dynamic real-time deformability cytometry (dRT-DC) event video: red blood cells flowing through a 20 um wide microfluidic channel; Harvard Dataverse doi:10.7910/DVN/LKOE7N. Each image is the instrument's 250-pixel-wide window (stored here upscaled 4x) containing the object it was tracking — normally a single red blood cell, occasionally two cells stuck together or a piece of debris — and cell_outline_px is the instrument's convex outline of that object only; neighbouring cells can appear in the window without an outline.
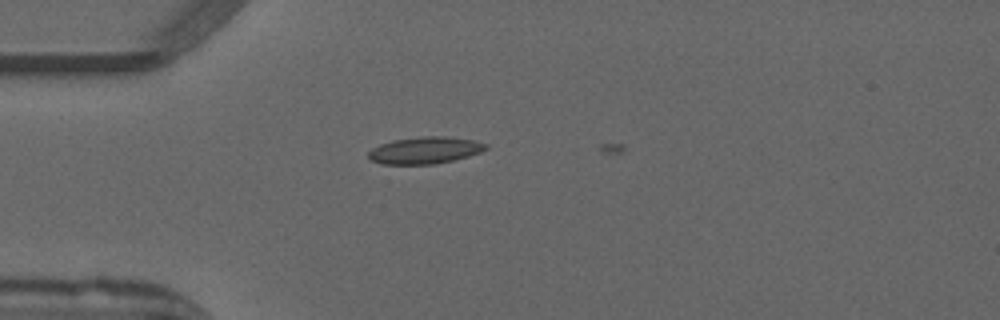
{"species": "common noctule bat (a hibernating species)", "species_latin": "Nyctalus noctula", "temperature_condition": "warm", "stored_images_in_passage": 4, "camera_frame_rate_fps": 3000, "um_per_image_px": 0.085, "animal": {"sex": "male", "forearm_length_mm": 52.5}, "frame": {"image": 1, "passage_image": 3, "time_ms": 0.667, "image_size_px": [1000, 320], "cell_outline_px": [[488, 148], [480, 152], [468, 156], [436, 164], [380, 164], [372, 160], [368, 156], [368, 152], [372, 148], [380, 144], [392, 140], [420, 136], [444, 136], [472, 140], [488, 144]], "centroid_in_image_um": [36.1, 12.77], "position_along_channel_um": 48.9, "area_um2": 18.38}}